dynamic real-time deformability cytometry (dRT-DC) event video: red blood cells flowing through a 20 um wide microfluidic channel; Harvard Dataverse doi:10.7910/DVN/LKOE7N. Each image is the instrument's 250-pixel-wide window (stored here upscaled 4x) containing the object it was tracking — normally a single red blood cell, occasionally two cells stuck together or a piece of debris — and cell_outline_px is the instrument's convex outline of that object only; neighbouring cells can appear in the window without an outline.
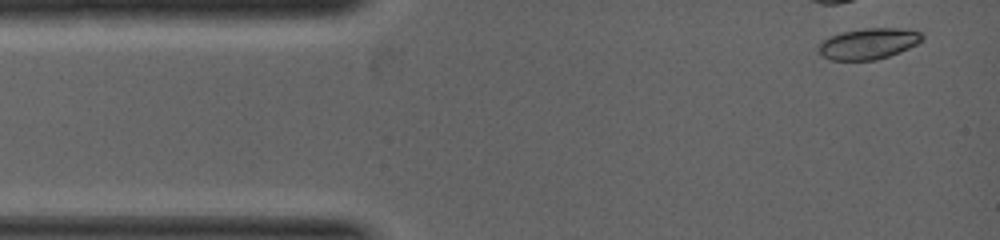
{"species": "common noctule bat (a hibernating species)", "species_latin": "Nyctalus noctula", "temperature_condition": "warm", "stored_images_in_passage": 4, "camera_frame_rate_fps": 5000, "um_per_image_px": 0.085, "animal": {"sex": "female", "body_mass_g": 19.0, "forearm_length_mm": 53.3}, "frame": {"image": 1, "passage_image": 1, "time_ms": 0.0, "image_size_px": [1000, 240], "cell_outline_px": [[924, 40], [900, 52], [876, 60], [832, 60], [824, 56], [816, 48], [816, 44], [820, 40], [828, 36], [844, 32], [864, 28], [900, 28], [920, 32], [924, 36]], "centroid_in_image_um": [73.78, 3.71], "position_along_channel_um": 11.2, "area_um2": 18.84}}